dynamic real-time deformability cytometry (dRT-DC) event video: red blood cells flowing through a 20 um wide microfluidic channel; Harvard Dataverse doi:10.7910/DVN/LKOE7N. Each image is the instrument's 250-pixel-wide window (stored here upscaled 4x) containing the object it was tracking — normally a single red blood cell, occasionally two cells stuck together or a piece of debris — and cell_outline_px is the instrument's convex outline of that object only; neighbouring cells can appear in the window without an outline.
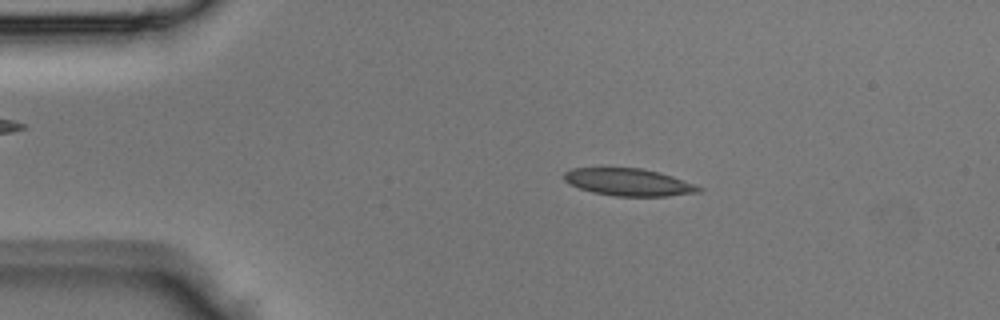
{"species": "Egyptian fruit bat (a non-hibernating species)", "species_latin": "Rousettus aegyptiacus", "temperature_condition": "room temperature", "stored_images_in_passage": 3, "camera_frame_rate_fps": 3000, "um_per_image_px": 0.085, "animal": {"sex": "male"}, "frame": {"image": 1, "passage_image": 2, "time_ms": 0.333, "image_size_px": [1000, 320], "cell_outline_px": [[704, 188], [700, 192], [668, 196], [616, 196], [592, 192], [568, 184], [564, 180], [564, 172], [572, 168], [640, 168], [672, 176], [696, 184]], "centroid_in_image_um": [53.44, 15.49], "position_along_channel_um": 31.6, "area_um2": 21.39}}